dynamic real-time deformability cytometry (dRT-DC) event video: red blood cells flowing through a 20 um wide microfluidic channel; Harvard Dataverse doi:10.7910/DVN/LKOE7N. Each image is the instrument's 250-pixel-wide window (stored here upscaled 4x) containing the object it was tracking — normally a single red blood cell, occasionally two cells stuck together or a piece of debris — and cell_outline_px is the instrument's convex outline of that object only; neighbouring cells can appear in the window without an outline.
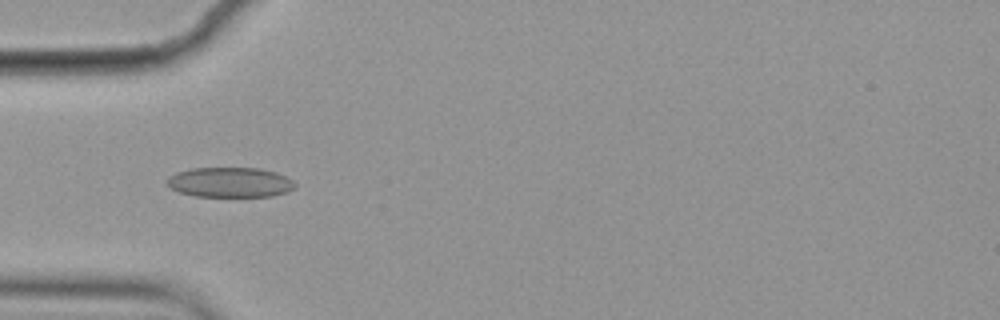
{"species": "common noctule bat (a hibernating species)", "species_latin": "Nyctalus noctula", "temperature_condition": "cold", "stored_images_in_passage": 6, "camera_frame_rate_fps": 3000, "um_per_image_px": 0.085, "animal": {"sex": "female", "body_mass_g": 19.9}, "frame": {"image": 1, "passage_image": 3, "time_ms": 0.667, "image_size_px": [1000, 320], "cell_outline_px": [[296, 184], [288, 192], [272, 196], [196, 196], [180, 192], [172, 188], [168, 184], [168, 176], [176, 172], [192, 168], [260, 168], [276, 172], [292, 180]], "centroid_in_image_um": [19.56, 15.49], "position_along_channel_um": 65.4, "area_um2": 22.2}}
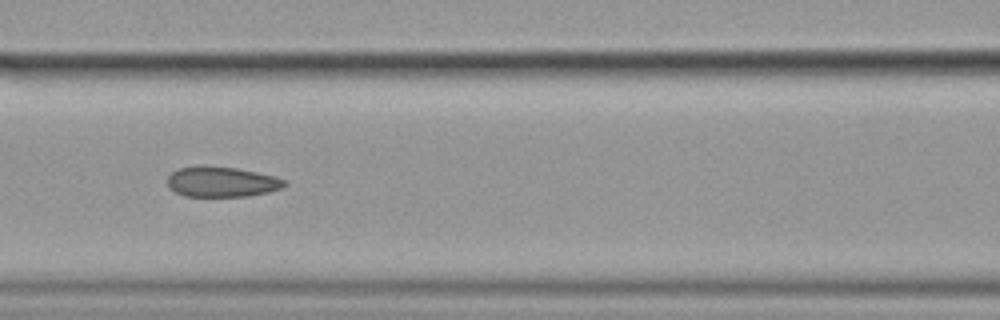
{"frame": {"image": 2, "passage_image": 5, "time_ms": 1.333, "image_size_px": [1000, 320], "cell_outline_px": [[288, 184], [280, 188], [268, 192], [248, 196], [184, 196], [168, 188], [168, 176], [172, 172], [180, 168], [200, 164], [204, 164], [236, 168], [276, 176], [284, 180]], "centroid_in_image_um": [18.82, 15.43], "position_along_channel_um": 147.8, "area_um2": 20.87}}
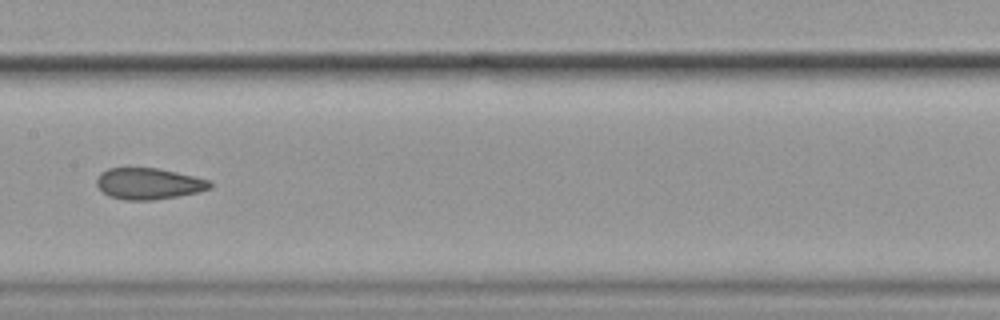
{"frame": {"image": 3, "passage_image": 6, "time_ms": 1.667, "image_size_px": [1000, 320], "cell_outline_px": [[212, 188], [196, 192], [176, 196], [152, 200], [124, 200], [108, 196], [96, 184], [96, 180], [100, 172], [108, 168], [156, 168], [176, 172], [212, 180]], "centroid_in_image_um": [12.63, 15.61], "position_along_channel_um": 194.8, "area_um2": 20.63}}